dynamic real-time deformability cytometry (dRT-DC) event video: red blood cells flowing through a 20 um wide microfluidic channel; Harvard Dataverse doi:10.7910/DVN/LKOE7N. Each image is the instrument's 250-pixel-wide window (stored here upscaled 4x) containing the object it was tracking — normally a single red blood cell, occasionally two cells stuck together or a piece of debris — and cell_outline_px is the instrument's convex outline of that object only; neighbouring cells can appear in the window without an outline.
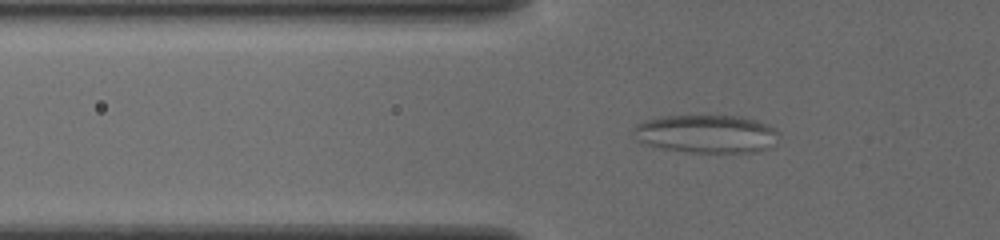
{"species": "common noctule bat (a hibernating species)", "species_latin": "Nyctalus noctula", "temperature_condition": "cold", "stored_images_in_passage": 37, "camera_frame_rate_fps": 3000, "um_per_image_px": 0.085, "animal": {"sex": "female", "body_mass_g": 19.5, "forearm_length_mm": 54.1}, "frame": {"image": 1, "passage_image": 2, "time_ms": 0.333, "image_size_px": [1000, 240], "cell_outline_px": [[780, 132], [776, 144], [756, 152], [688, 152], [660, 148], [636, 140], [632, 128], [636, 124], [644, 120], [668, 116], [740, 116], [756, 120], [776, 128]], "centroid_in_image_um": [60.07, 11.38], "position_along_channel_um": 65.7, "area_um2": 32.43}}
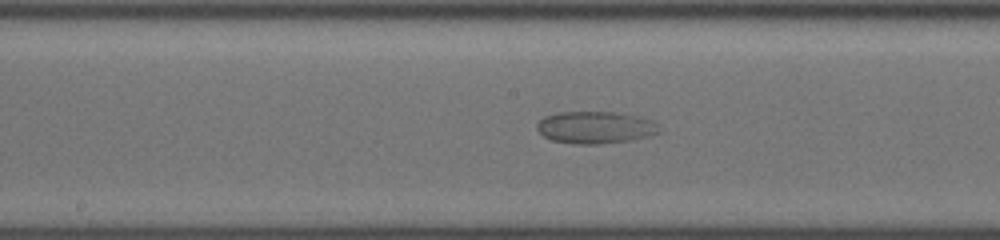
{"frame": {"image": 2, "passage_image": 13, "time_ms": 4.0, "image_size_px": [1000, 240], "cell_outline_px": [[664, 132], [648, 136], [628, 140], [600, 144], [572, 144], [552, 140], [544, 136], [536, 128], [536, 124], [544, 116], [556, 112], [612, 112], [636, 116], [652, 120]], "centroid_in_image_um": [50.59, 10.83], "position_along_channel_um": 197.6, "area_um2": 22.95}}
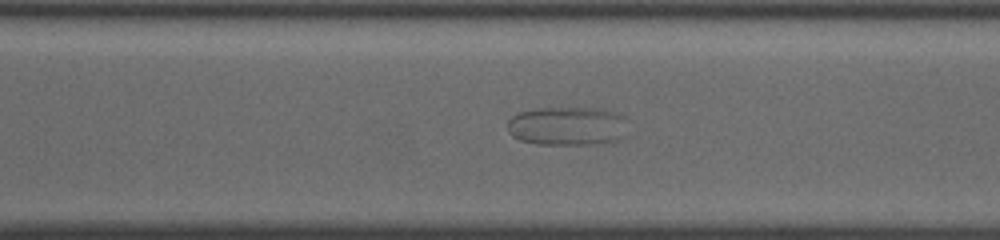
{"frame": {"image": 3, "passage_image": 23, "time_ms": 7.333, "image_size_px": [1000, 240], "cell_outline_px": [[624, 136], [616, 140], [588, 144], [536, 144], [520, 140], [512, 136], [508, 132], [508, 120], [512, 116], [520, 112], [540, 108], [600, 108], [616, 112], [624, 116]], "centroid_in_image_um": [48.18, 10.7], "position_along_channel_um": 322.4, "area_um2": 27.05}}